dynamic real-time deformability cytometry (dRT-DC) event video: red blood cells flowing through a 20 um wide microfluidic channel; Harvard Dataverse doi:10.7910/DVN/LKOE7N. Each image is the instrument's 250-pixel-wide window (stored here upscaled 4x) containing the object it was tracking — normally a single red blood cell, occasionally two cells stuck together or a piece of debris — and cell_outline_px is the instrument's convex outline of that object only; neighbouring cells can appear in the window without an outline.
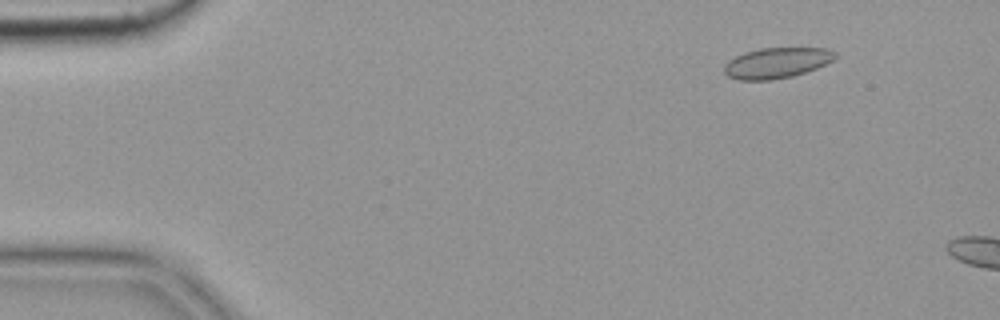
{"species": "common noctule bat (a hibernating species)", "species_latin": "Nyctalus noctula", "temperature_condition": "cold", "stored_images_in_passage": 2, "camera_frame_rate_fps": 3000, "um_per_image_px": 0.085, "animal": {"sex": "female", "body_mass_g": 19.9}, "frame": {"image": 1, "passage_image": 1, "time_ms": 0.0, "image_size_px": [1000, 320], "cell_outline_px": [[836, 56], [832, 60], [816, 68], [792, 76], [772, 80], [736, 80], [728, 76], [724, 72], [724, 64], [728, 60], [744, 52], [760, 48], [828, 48], [836, 52]], "centroid_in_image_um": [65.98, 5.34], "position_along_channel_um": 19.0, "area_um2": 19.77}}